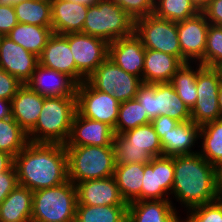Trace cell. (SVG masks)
I'll return each instance as SVG.
<instances>
[{"label": "cell", "mask_w": 222, "mask_h": 222, "mask_svg": "<svg viewBox=\"0 0 222 222\" xmlns=\"http://www.w3.org/2000/svg\"><path fill=\"white\" fill-rule=\"evenodd\" d=\"M135 20L110 0H99L88 6L82 33L108 43L134 33Z\"/></svg>", "instance_id": "5"}, {"label": "cell", "mask_w": 222, "mask_h": 222, "mask_svg": "<svg viewBox=\"0 0 222 222\" xmlns=\"http://www.w3.org/2000/svg\"><path fill=\"white\" fill-rule=\"evenodd\" d=\"M188 212V218L182 222H222V203L218 199L193 207Z\"/></svg>", "instance_id": "38"}, {"label": "cell", "mask_w": 222, "mask_h": 222, "mask_svg": "<svg viewBox=\"0 0 222 222\" xmlns=\"http://www.w3.org/2000/svg\"><path fill=\"white\" fill-rule=\"evenodd\" d=\"M68 156V180L80 182L114 175L113 146H65Z\"/></svg>", "instance_id": "4"}, {"label": "cell", "mask_w": 222, "mask_h": 222, "mask_svg": "<svg viewBox=\"0 0 222 222\" xmlns=\"http://www.w3.org/2000/svg\"><path fill=\"white\" fill-rule=\"evenodd\" d=\"M77 205H128L122 198L113 176L76 184Z\"/></svg>", "instance_id": "20"}, {"label": "cell", "mask_w": 222, "mask_h": 222, "mask_svg": "<svg viewBox=\"0 0 222 222\" xmlns=\"http://www.w3.org/2000/svg\"><path fill=\"white\" fill-rule=\"evenodd\" d=\"M201 12L210 24L222 26V0H209Z\"/></svg>", "instance_id": "43"}, {"label": "cell", "mask_w": 222, "mask_h": 222, "mask_svg": "<svg viewBox=\"0 0 222 222\" xmlns=\"http://www.w3.org/2000/svg\"><path fill=\"white\" fill-rule=\"evenodd\" d=\"M128 205H77L75 222H127Z\"/></svg>", "instance_id": "31"}, {"label": "cell", "mask_w": 222, "mask_h": 222, "mask_svg": "<svg viewBox=\"0 0 222 222\" xmlns=\"http://www.w3.org/2000/svg\"><path fill=\"white\" fill-rule=\"evenodd\" d=\"M209 24L202 12L177 23L183 64L193 59L200 62L204 58Z\"/></svg>", "instance_id": "15"}, {"label": "cell", "mask_w": 222, "mask_h": 222, "mask_svg": "<svg viewBox=\"0 0 222 222\" xmlns=\"http://www.w3.org/2000/svg\"><path fill=\"white\" fill-rule=\"evenodd\" d=\"M14 166V157L0 150V173L10 170Z\"/></svg>", "instance_id": "45"}, {"label": "cell", "mask_w": 222, "mask_h": 222, "mask_svg": "<svg viewBox=\"0 0 222 222\" xmlns=\"http://www.w3.org/2000/svg\"><path fill=\"white\" fill-rule=\"evenodd\" d=\"M52 34L51 26L18 23L6 36L39 57Z\"/></svg>", "instance_id": "29"}, {"label": "cell", "mask_w": 222, "mask_h": 222, "mask_svg": "<svg viewBox=\"0 0 222 222\" xmlns=\"http://www.w3.org/2000/svg\"><path fill=\"white\" fill-rule=\"evenodd\" d=\"M39 64L38 56L27 51L7 36L0 38V68L25 84Z\"/></svg>", "instance_id": "17"}, {"label": "cell", "mask_w": 222, "mask_h": 222, "mask_svg": "<svg viewBox=\"0 0 222 222\" xmlns=\"http://www.w3.org/2000/svg\"><path fill=\"white\" fill-rule=\"evenodd\" d=\"M201 12L191 0H155L153 14L178 23Z\"/></svg>", "instance_id": "35"}, {"label": "cell", "mask_w": 222, "mask_h": 222, "mask_svg": "<svg viewBox=\"0 0 222 222\" xmlns=\"http://www.w3.org/2000/svg\"><path fill=\"white\" fill-rule=\"evenodd\" d=\"M86 81L93 88L113 95L120 103L135 99L143 84L140 77L125 72L108 57Z\"/></svg>", "instance_id": "10"}, {"label": "cell", "mask_w": 222, "mask_h": 222, "mask_svg": "<svg viewBox=\"0 0 222 222\" xmlns=\"http://www.w3.org/2000/svg\"><path fill=\"white\" fill-rule=\"evenodd\" d=\"M190 63L191 62L182 64V66L173 74L170 83L173 85L180 99L191 110L198 98L196 89L197 73L204 66L198 64L199 66L194 70Z\"/></svg>", "instance_id": "32"}, {"label": "cell", "mask_w": 222, "mask_h": 222, "mask_svg": "<svg viewBox=\"0 0 222 222\" xmlns=\"http://www.w3.org/2000/svg\"><path fill=\"white\" fill-rule=\"evenodd\" d=\"M33 191L18 185L0 204V222H31Z\"/></svg>", "instance_id": "27"}, {"label": "cell", "mask_w": 222, "mask_h": 222, "mask_svg": "<svg viewBox=\"0 0 222 222\" xmlns=\"http://www.w3.org/2000/svg\"><path fill=\"white\" fill-rule=\"evenodd\" d=\"M149 123H151V119L148 117L146 110L143 109V106L135 98L120 103L114 133L122 134Z\"/></svg>", "instance_id": "34"}, {"label": "cell", "mask_w": 222, "mask_h": 222, "mask_svg": "<svg viewBox=\"0 0 222 222\" xmlns=\"http://www.w3.org/2000/svg\"><path fill=\"white\" fill-rule=\"evenodd\" d=\"M77 112L115 129L120 102L111 94L93 88L86 80L77 86Z\"/></svg>", "instance_id": "13"}, {"label": "cell", "mask_w": 222, "mask_h": 222, "mask_svg": "<svg viewBox=\"0 0 222 222\" xmlns=\"http://www.w3.org/2000/svg\"><path fill=\"white\" fill-rule=\"evenodd\" d=\"M134 20L153 14L155 0H110Z\"/></svg>", "instance_id": "39"}, {"label": "cell", "mask_w": 222, "mask_h": 222, "mask_svg": "<svg viewBox=\"0 0 222 222\" xmlns=\"http://www.w3.org/2000/svg\"><path fill=\"white\" fill-rule=\"evenodd\" d=\"M199 63L205 67L222 68V26L209 24L204 58Z\"/></svg>", "instance_id": "37"}, {"label": "cell", "mask_w": 222, "mask_h": 222, "mask_svg": "<svg viewBox=\"0 0 222 222\" xmlns=\"http://www.w3.org/2000/svg\"><path fill=\"white\" fill-rule=\"evenodd\" d=\"M134 33L145 49L173 55L182 62L177 23L150 14L135 20Z\"/></svg>", "instance_id": "9"}, {"label": "cell", "mask_w": 222, "mask_h": 222, "mask_svg": "<svg viewBox=\"0 0 222 222\" xmlns=\"http://www.w3.org/2000/svg\"><path fill=\"white\" fill-rule=\"evenodd\" d=\"M179 121L171 117L160 115L151 120L155 132L158 134L159 139H161L166 133L173 129Z\"/></svg>", "instance_id": "44"}, {"label": "cell", "mask_w": 222, "mask_h": 222, "mask_svg": "<svg viewBox=\"0 0 222 222\" xmlns=\"http://www.w3.org/2000/svg\"><path fill=\"white\" fill-rule=\"evenodd\" d=\"M78 199L70 180L33 192L31 222H75Z\"/></svg>", "instance_id": "6"}, {"label": "cell", "mask_w": 222, "mask_h": 222, "mask_svg": "<svg viewBox=\"0 0 222 222\" xmlns=\"http://www.w3.org/2000/svg\"><path fill=\"white\" fill-rule=\"evenodd\" d=\"M13 7L18 23L52 26L51 0H25Z\"/></svg>", "instance_id": "30"}, {"label": "cell", "mask_w": 222, "mask_h": 222, "mask_svg": "<svg viewBox=\"0 0 222 222\" xmlns=\"http://www.w3.org/2000/svg\"><path fill=\"white\" fill-rule=\"evenodd\" d=\"M18 185L14 166L10 170L0 173V204Z\"/></svg>", "instance_id": "42"}, {"label": "cell", "mask_w": 222, "mask_h": 222, "mask_svg": "<svg viewBox=\"0 0 222 222\" xmlns=\"http://www.w3.org/2000/svg\"><path fill=\"white\" fill-rule=\"evenodd\" d=\"M18 24L12 4H0V34L6 36Z\"/></svg>", "instance_id": "41"}, {"label": "cell", "mask_w": 222, "mask_h": 222, "mask_svg": "<svg viewBox=\"0 0 222 222\" xmlns=\"http://www.w3.org/2000/svg\"><path fill=\"white\" fill-rule=\"evenodd\" d=\"M27 133L12 118L0 119V150L15 157L28 143Z\"/></svg>", "instance_id": "36"}, {"label": "cell", "mask_w": 222, "mask_h": 222, "mask_svg": "<svg viewBox=\"0 0 222 222\" xmlns=\"http://www.w3.org/2000/svg\"><path fill=\"white\" fill-rule=\"evenodd\" d=\"M43 97L76 96L78 83L68 74L38 64L25 83Z\"/></svg>", "instance_id": "16"}, {"label": "cell", "mask_w": 222, "mask_h": 222, "mask_svg": "<svg viewBox=\"0 0 222 222\" xmlns=\"http://www.w3.org/2000/svg\"><path fill=\"white\" fill-rule=\"evenodd\" d=\"M76 112V96L45 97L37 123L27 134L28 141L65 145L69 139Z\"/></svg>", "instance_id": "3"}, {"label": "cell", "mask_w": 222, "mask_h": 222, "mask_svg": "<svg viewBox=\"0 0 222 222\" xmlns=\"http://www.w3.org/2000/svg\"><path fill=\"white\" fill-rule=\"evenodd\" d=\"M112 145L115 164H147L152 157L162 156L160 139L151 123L115 134Z\"/></svg>", "instance_id": "7"}, {"label": "cell", "mask_w": 222, "mask_h": 222, "mask_svg": "<svg viewBox=\"0 0 222 222\" xmlns=\"http://www.w3.org/2000/svg\"><path fill=\"white\" fill-rule=\"evenodd\" d=\"M222 68L203 67L196 78L197 101L191 109V120L199 126L221 119L218 92Z\"/></svg>", "instance_id": "11"}, {"label": "cell", "mask_w": 222, "mask_h": 222, "mask_svg": "<svg viewBox=\"0 0 222 222\" xmlns=\"http://www.w3.org/2000/svg\"><path fill=\"white\" fill-rule=\"evenodd\" d=\"M143 174L142 163L116 164L113 177L126 203L141 201Z\"/></svg>", "instance_id": "28"}, {"label": "cell", "mask_w": 222, "mask_h": 222, "mask_svg": "<svg viewBox=\"0 0 222 222\" xmlns=\"http://www.w3.org/2000/svg\"><path fill=\"white\" fill-rule=\"evenodd\" d=\"M174 182V159L170 156L152 157L144 164L141 187L142 200H167ZM166 196V198H165Z\"/></svg>", "instance_id": "14"}, {"label": "cell", "mask_w": 222, "mask_h": 222, "mask_svg": "<svg viewBox=\"0 0 222 222\" xmlns=\"http://www.w3.org/2000/svg\"><path fill=\"white\" fill-rule=\"evenodd\" d=\"M174 182L171 194L188 209L218 199L215 192L214 166L199 153L173 156Z\"/></svg>", "instance_id": "2"}, {"label": "cell", "mask_w": 222, "mask_h": 222, "mask_svg": "<svg viewBox=\"0 0 222 222\" xmlns=\"http://www.w3.org/2000/svg\"><path fill=\"white\" fill-rule=\"evenodd\" d=\"M172 201L142 200L128 203L127 222H182Z\"/></svg>", "instance_id": "25"}, {"label": "cell", "mask_w": 222, "mask_h": 222, "mask_svg": "<svg viewBox=\"0 0 222 222\" xmlns=\"http://www.w3.org/2000/svg\"><path fill=\"white\" fill-rule=\"evenodd\" d=\"M191 1L201 11L206 6V4L208 3L209 0H191Z\"/></svg>", "instance_id": "48"}, {"label": "cell", "mask_w": 222, "mask_h": 222, "mask_svg": "<svg viewBox=\"0 0 222 222\" xmlns=\"http://www.w3.org/2000/svg\"><path fill=\"white\" fill-rule=\"evenodd\" d=\"M88 6L71 0H51L52 32L60 35L82 32Z\"/></svg>", "instance_id": "21"}, {"label": "cell", "mask_w": 222, "mask_h": 222, "mask_svg": "<svg viewBox=\"0 0 222 222\" xmlns=\"http://www.w3.org/2000/svg\"><path fill=\"white\" fill-rule=\"evenodd\" d=\"M182 62L175 56L158 50H145L142 82L155 84L170 82L173 74L182 66Z\"/></svg>", "instance_id": "26"}, {"label": "cell", "mask_w": 222, "mask_h": 222, "mask_svg": "<svg viewBox=\"0 0 222 222\" xmlns=\"http://www.w3.org/2000/svg\"><path fill=\"white\" fill-rule=\"evenodd\" d=\"M67 41L76 64V82L81 84L108 57L109 43L82 32L68 33Z\"/></svg>", "instance_id": "12"}, {"label": "cell", "mask_w": 222, "mask_h": 222, "mask_svg": "<svg viewBox=\"0 0 222 222\" xmlns=\"http://www.w3.org/2000/svg\"><path fill=\"white\" fill-rule=\"evenodd\" d=\"M23 85L15 76L0 68V98L9 100L15 96Z\"/></svg>", "instance_id": "40"}, {"label": "cell", "mask_w": 222, "mask_h": 222, "mask_svg": "<svg viewBox=\"0 0 222 222\" xmlns=\"http://www.w3.org/2000/svg\"><path fill=\"white\" fill-rule=\"evenodd\" d=\"M218 102H219L220 115L222 119V82L220 84V88L218 92Z\"/></svg>", "instance_id": "49"}, {"label": "cell", "mask_w": 222, "mask_h": 222, "mask_svg": "<svg viewBox=\"0 0 222 222\" xmlns=\"http://www.w3.org/2000/svg\"><path fill=\"white\" fill-rule=\"evenodd\" d=\"M114 129L108 124L81 116L76 112L65 146H113Z\"/></svg>", "instance_id": "18"}, {"label": "cell", "mask_w": 222, "mask_h": 222, "mask_svg": "<svg viewBox=\"0 0 222 222\" xmlns=\"http://www.w3.org/2000/svg\"><path fill=\"white\" fill-rule=\"evenodd\" d=\"M136 99L151 120L160 115L171 117L179 122L191 120V110L180 99L170 82L143 83L139 87Z\"/></svg>", "instance_id": "8"}, {"label": "cell", "mask_w": 222, "mask_h": 222, "mask_svg": "<svg viewBox=\"0 0 222 222\" xmlns=\"http://www.w3.org/2000/svg\"><path fill=\"white\" fill-rule=\"evenodd\" d=\"M145 48L133 33L109 43L108 58L125 72L142 79Z\"/></svg>", "instance_id": "19"}, {"label": "cell", "mask_w": 222, "mask_h": 222, "mask_svg": "<svg viewBox=\"0 0 222 222\" xmlns=\"http://www.w3.org/2000/svg\"><path fill=\"white\" fill-rule=\"evenodd\" d=\"M22 1H25V0H0V4H15V3H18V2H22Z\"/></svg>", "instance_id": "51"}, {"label": "cell", "mask_w": 222, "mask_h": 222, "mask_svg": "<svg viewBox=\"0 0 222 222\" xmlns=\"http://www.w3.org/2000/svg\"><path fill=\"white\" fill-rule=\"evenodd\" d=\"M218 200L222 203V195L218 198Z\"/></svg>", "instance_id": "52"}, {"label": "cell", "mask_w": 222, "mask_h": 222, "mask_svg": "<svg viewBox=\"0 0 222 222\" xmlns=\"http://www.w3.org/2000/svg\"><path fill=\"white\" fill-rule=\"evenodd\" d=\"M200 138L203 151L199 154L213 166L222 162V119L203 124Z\"/></svg>", "instance_id": "33"}, {"label": "cell", "mask_w": 222, "mask_h": 222, "mask_svg": "<svg viewBox=\"0 0 222 222\" xmlns=\"http://www.w3.org/2000/svg\"><path fill=\"white\" fill-rule=\"evenodd\" d=\"M44 98L23 84L11 99V117L27 134L37 123Z\"/></svg>", "instance_id": "22"}, {"label": "cell", "mask_w": 222, "mask_h": 222, "mask_svg": "<svg viewBox=\"0 0 222 222\" xmlns=\"http://www.w3.org/2000/svg\"><path fill=\"white\" fill-rule=\"evenodd\" d=\"M215 192L219 198L222 195V162L214 166Z\"/></svg>", "instance_id": "46"}, {"label": "cell", "mask_w": 222, "mask_h": 222, "mask_svg": "<svg viewBox=\"0 0 222 222\" xmlns=\"http://www.w3.org/2000/svg\"><path fill=\"white\" fill-rule=\"evenodd\" d=\"M11 117V101L0 98V119Z\"/></svg>", "instance_id": "47"}, {"label": "cell", "mask_w": 222, "mask_h": 222, "mask_svg": "<svg viewBox=\"0 0 222 222\" xmlns=\"http://www.w3.org/2000/svg\"><path fill=\"white\" fill-rule=\"evenodd\" d=\"M18 184L37 191L68 181V156L65 145L33 143L14 157Z\"/></svg>", "instance_id": "1"}, {"label": "cell", "mask_w": 222, "mask_h": 222, "mask_svg": "<svg viewBox=\"0 0 222 222\" xmlns=\"http://www.w3.org/2000/svg\"><path fill=\"white\" fill-rule=\"evenodd\" d=\"M72 2H78L81 4H85L87 6L91 5V4H96L99 0H71Z\"/></svg>", "instance_id": "50"}, {"label": "cell", "mask_w": 222, "mask_h": 222, "mask_svg": "<svg viewBox=\"0 0 222 222\" xmlns=\"http://www.w3.org/2000/svg\"><path fill=\"white\" fill-rule=\"evenodd\" d=\"M38 59L40 65L68 74L76 81V64L67 34L53 33Z\"/></svg>", "instance_id": "23"}, {"label": "cell", "mask_w": 222, "mask_h": 222, "mask_svg": "<svg viewBox=\"0 0 222 222\" xmlns=\"http://www.w3.org/2000/svg\"><path fill=\"white\" fill-rule=\"evenodd\" d=\"M201 126L192 120L178 122V124L166 133L161 139L163 156H183L199 153L192 151L195 141L200 137Z\"/></svg>", "instance_id": "24"}]
</instances>
